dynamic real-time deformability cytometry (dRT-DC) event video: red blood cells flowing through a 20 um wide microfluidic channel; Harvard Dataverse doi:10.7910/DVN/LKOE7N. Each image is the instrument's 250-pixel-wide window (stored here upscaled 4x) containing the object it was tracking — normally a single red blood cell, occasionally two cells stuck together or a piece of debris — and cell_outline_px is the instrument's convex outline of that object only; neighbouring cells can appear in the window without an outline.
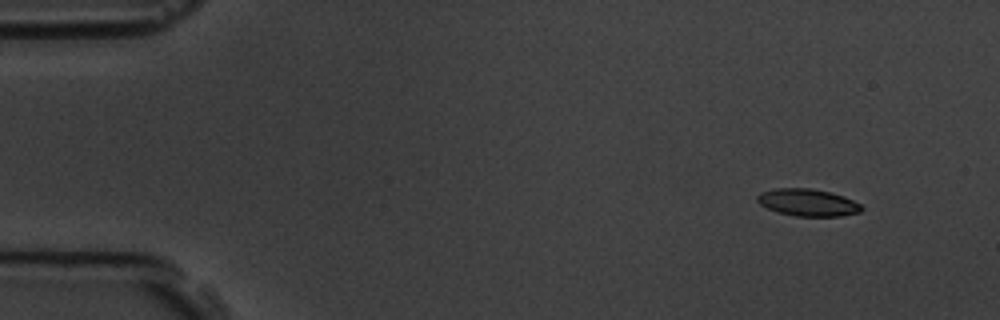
{"species": "common noctule bat (a hibernating species)", "species_latin": "Nyctalus noctula", "temperature_condition": "room temperature", "stored_images_in_passage": 4, "camera_frame_rate_fps": 3000, "um_per_image_px": 0.085, "animal": {"sex": "male", "body_mass_g": 19.5, "forearm_length_mm": 54.6}, "frame": {"image": 1, "passage_image": 1, "time_ms": 0.0, "image_size_px": [1000, 320], "cell_outline_px": [[864, 208], [860, 212], [840, 216], [796, 216], [780, 212], [768, 208], [760, 204], [756, 200], [756, 196], [760, 192], [776, 188], [812, 188], [832, 192], [844, 196], [860, 204]], "centroid_in_image_um": [68.67, 17.2], "position_along_channel_um": 16.3, "area_um2": 16.53}}